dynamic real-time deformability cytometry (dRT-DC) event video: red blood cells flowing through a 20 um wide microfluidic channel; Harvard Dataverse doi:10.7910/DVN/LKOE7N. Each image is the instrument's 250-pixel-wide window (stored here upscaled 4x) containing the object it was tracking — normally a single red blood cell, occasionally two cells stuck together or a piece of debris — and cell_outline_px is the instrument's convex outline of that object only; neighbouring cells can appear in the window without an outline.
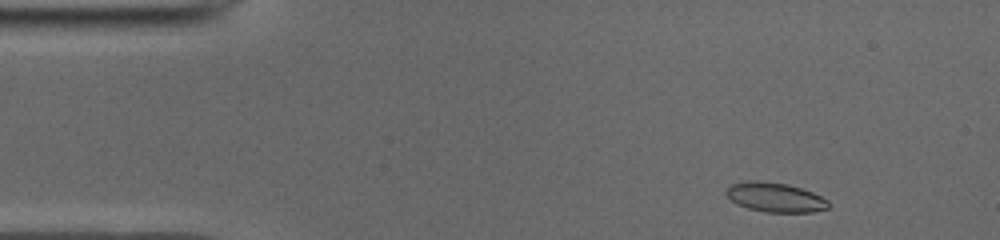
{"species": "common noctule bat (a hibernating species)", "species_latin": "Nyctalus noctula", "temperature_condition": "cold", "stored_images_in_passage": 47, "camera_frame_rate_fps": 3000, "um_per_image_px": 0.085, "animal": {"sex": "male", "body_mass_g": 19.0, "forearm_length_mm": 50.8}, "frame": {"image": 1, "passage_image": 3, "time_ms": 0.667, "image_size_px": [1000, 240], "cell_outline_px": [[828, 208], [812, 212], [764, 212], [748, 208], [736, 204], [724, 192], [732, 184], [748, 180], [756, 180], [788, 184], [812, 192], [828, 200]], "centroid_in_image_um": [65.87, 16.77], "position_along_channel_um": 19.1, "area_um2": 17.46}}
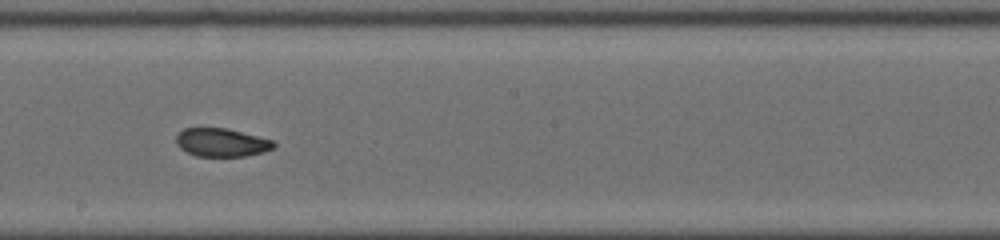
{"frame": {"image": 2, "passage_image": 25, "time_ms": 8.0, "image_size_px": [1000, 240], "cell_outline_px": [[276, 148], [264, 152], [244, 156], [196, 156], [180, 148], [176, 144], [176, 136], [184, 128], [228, 128], [272, 140], [276, 144]], "centroid_in_image_um": [18.85, 12.11], "position_along_channel_um": 229.3, "area_um2": 16.13}}
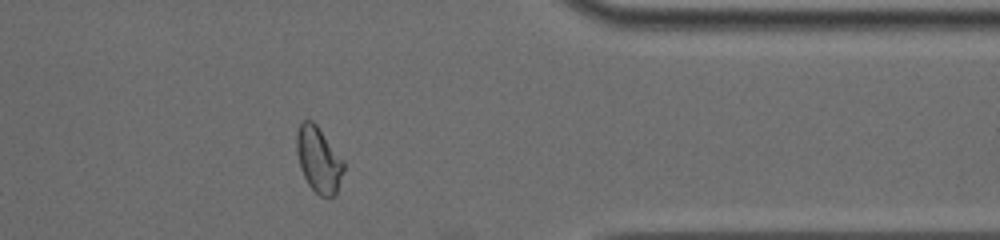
{"frame": {"image": 3, "passage_image": 38, "time_ms": 12.333, "image_size_px": [1000, 240], "cell_outline_px": [[344, 168], [336, 192], [332, 196], [320, 196], [308, 184], [300, 168], [296, 152], [296, 132], [300, 124], [304, 120], [312, 120], [316, 124], [344, 160]], "centroid_in_image_um": [27.06, 13.54], "position_along_channel_um": 384.3, "area_um2": 17.86}, "authors_computed_cell_mechanics": {"area_um2": 17.5712, "velocity_mm_per_s": 3.9464, "shape_relaxation_time_tau1_ms": null, "shape_relaxation_time_tau2_ms": 1.7871, "deformation_change_tau1": null, "deformation_change_tau2": 0.0659}}